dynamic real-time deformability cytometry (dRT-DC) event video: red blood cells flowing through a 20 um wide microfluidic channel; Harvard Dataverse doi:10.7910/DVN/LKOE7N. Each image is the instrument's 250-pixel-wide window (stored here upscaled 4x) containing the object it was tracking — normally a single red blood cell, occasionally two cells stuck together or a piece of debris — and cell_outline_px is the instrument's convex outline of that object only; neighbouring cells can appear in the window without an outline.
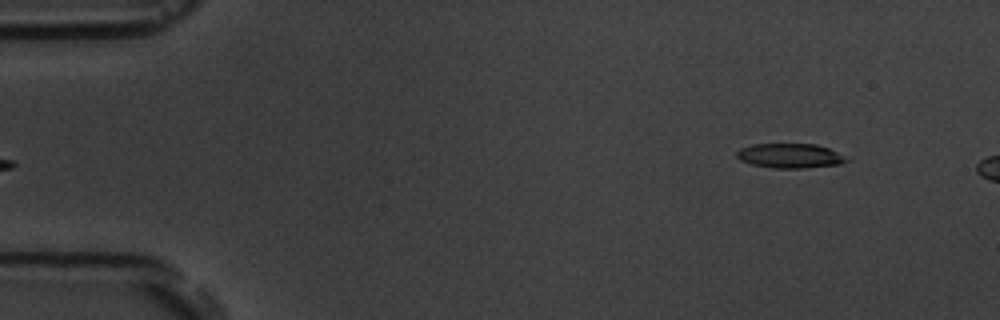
{"species": "common noctule bat (a hibernating species)", "species_latin": "Nyctalus noctula", "temperature_condition": "room temperature", "stored_images_in_passage": 5, "camera_frame_rate_fps": 3000, "um_per_image_px": 0.085, "animal": {"sex": "male", "body_mass_g": 19.5, "forearm_length_mm": 54.6}, "frame": {"image": 1, "passage_image": 5, "time_ms": 5.333, "image_size_px": [1000, 320], "cell_outline_px": [[848, 160], [840, 164], [804, 168], [772, 168], [752, 164], [740, 160], [736, 156], [736, 152], [740, 148], [752, 144], [816, 144], [828, 148], [836, 152]], "centroid_in_image_um": [67.09, 13.24], "position_along_channel_um": 17.9, "area_um2": 15.55}}